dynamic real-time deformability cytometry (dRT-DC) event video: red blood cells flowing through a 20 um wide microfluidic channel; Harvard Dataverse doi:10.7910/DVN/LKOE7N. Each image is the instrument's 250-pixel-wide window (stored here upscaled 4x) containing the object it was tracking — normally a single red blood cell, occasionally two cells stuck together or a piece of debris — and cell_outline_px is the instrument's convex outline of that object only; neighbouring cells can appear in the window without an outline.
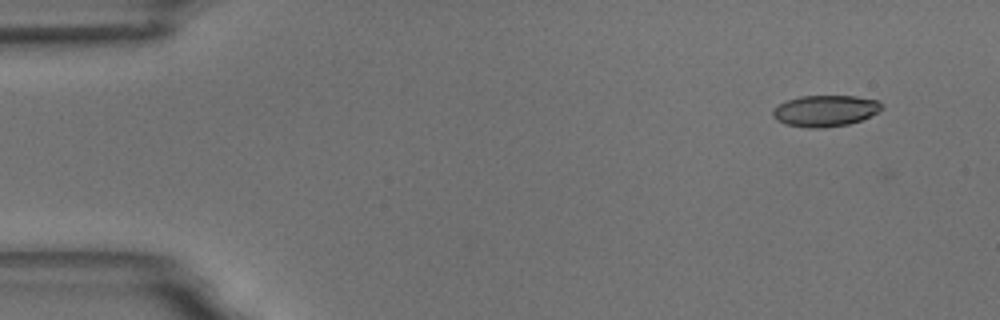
{"species": "common noctule bat (a hibernating species)", "species_latin": "Nyctalus noctula", "temperature_condition": "room temperature", "stored_images_in_passage": 7, "camera_frame_rate_fps": 3000, "um_per_image_px": 0.085, "animal": {"sex": "male", "body_mass_g": 18.8}, "frame": {"image": 1, "passage_image": 1, "time_ms": 0.0, "image_size_px": [1000, 320], "cell_outline_px": [[884, 108], [880, 112], [860, 120], [848, 124], [824, 128], [808, 128], [784, 124], [776, 120], [772, 116], [772, 108], [784, 100], [800, 96], [856, 96], [876, 100], [884, 104]], "centroid_in_image_um": [70.12, 9.42], "position_along_channel_um": 14.9, "area_um2": 20.23}}
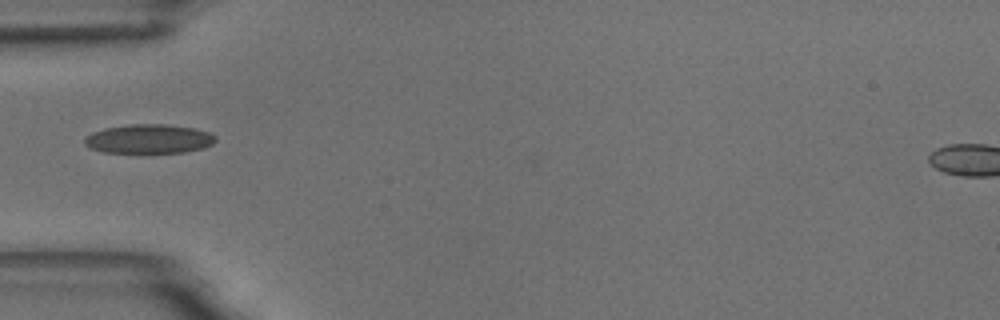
{"frame": {"image": 2, "passage_image": 5, "time_ms": 4.667, "image_size_px": [1000, 320], "cell_outline_px": [[216, 140], [212, 144], [204, 148], [184, 152], [144, 156], [136, 156], [104, 152], [88, 148], [84, 144], [84, 136], [92, 132], [104, 128], [132, 124], [164, 124], [192, 128], [208, 132], [216, 136]], "centroid_in_image_um": [12.59, 11.87], "position_along_channel_um": 72.4, "area_um2": 23.47}}
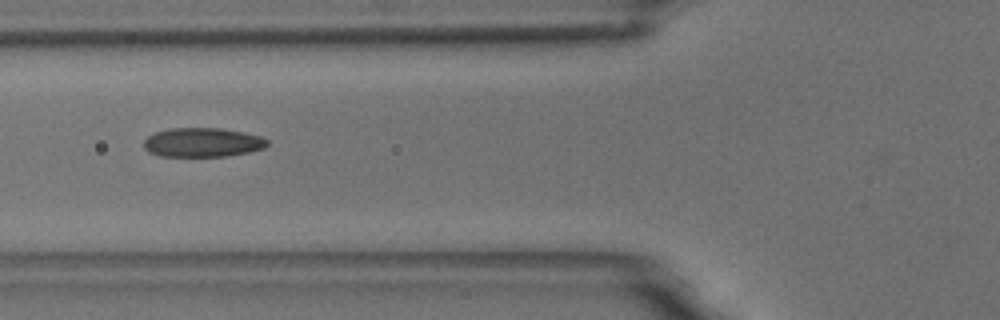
{"frame": {"image": 3, "passage_image": 6, "time_ms": 5.667, "image_size_px": [1000, 320], "cell_outline_px": [[268, 144], [264, 148], [248, 152], [224, 156], [160, 156], [148, 152], [144, 148], [144, 140], [148, 136], [156, 132], [172, 128], [220, 128], [244, 132], [260, 136], [268, 140]], "centroid_in_image_um": [17.21, 12.1], "position_along_channel_um": 108.6, "area_um2": 20.92}}